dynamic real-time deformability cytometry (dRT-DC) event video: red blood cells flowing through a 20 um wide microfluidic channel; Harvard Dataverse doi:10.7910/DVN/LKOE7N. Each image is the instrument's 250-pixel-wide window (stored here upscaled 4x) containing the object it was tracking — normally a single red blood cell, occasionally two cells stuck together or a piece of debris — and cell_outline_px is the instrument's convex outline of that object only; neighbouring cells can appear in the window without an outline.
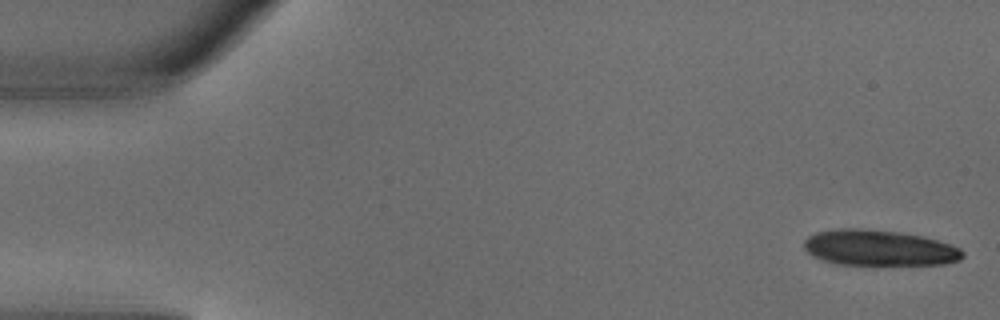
{"species": "common noctule bat (a hibernating species)", "species_latin": "Nyctalus noctula", "temperature_condition": "warm", "stored_images_in_passage": 4, "camera_frame_rate_fps": 3000, "um_per_image_px": 0.085, "animal": {"sex": "male", "body_mass_g": 18.8}, "frame": {"image": 1, "passage_image": 1, "time_ms": 0.0, "image_size_px": [1000, 320], "cell_outline_px": [[964, 256], [960, 260], [944, 264], [836, 264], [812, 256], [804, 248], [804, 240], [808, 236], [816, 232], [840, 228], [860, 228], [900, 232], [924, 236], [960, 248], [964, 252]], "centroid_in_image_um": [74.71, 21.06], "position_along_channel_um": 10.3, "area_um2": 32.95}}